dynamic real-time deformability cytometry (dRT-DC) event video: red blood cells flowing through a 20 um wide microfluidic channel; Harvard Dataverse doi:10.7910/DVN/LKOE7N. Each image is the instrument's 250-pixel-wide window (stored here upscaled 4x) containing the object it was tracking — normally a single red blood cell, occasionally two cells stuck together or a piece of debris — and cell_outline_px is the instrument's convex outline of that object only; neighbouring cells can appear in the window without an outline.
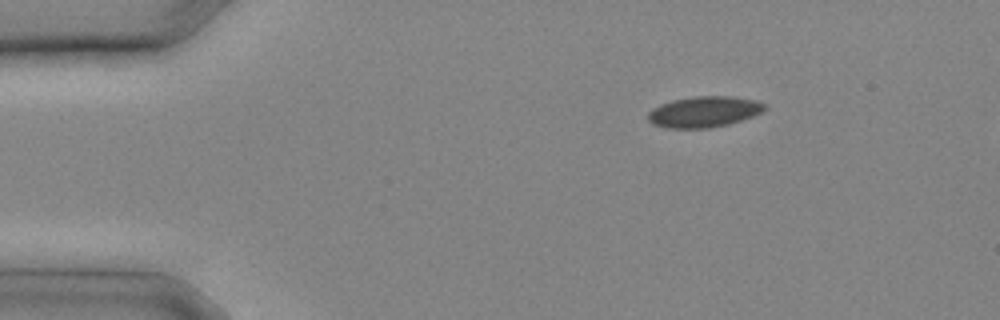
{"species": "common noctule bat (a hibernating species)", "species_latin": "Nyctalus noctula", "temperature_condition": "cold", "stored_images_in_passage": 8, "camera_frame_rate_fps": 3000, "um_per_image_px": 0.085, "animal": {"sex": "male", "body_mass_g": 20.4}, "frame": {"image": 1, "passage_image": 1, "time_ms": 0.0, "image_size_px": [1000, 320], "cell_outline_px": [[768, 108], [752, 116], [728, 124], [708, 128], [664, 128], [652, 124], [648, 120], [648, 112], [652, 108], [660, 104], [672, 100], [692, 96], [732, 96], [756, 100], [768, 104]], "centroid_in_image_um": [59.83, 9.49], "position_along_channel_um": 25.2, "area_um2": 21.21}}
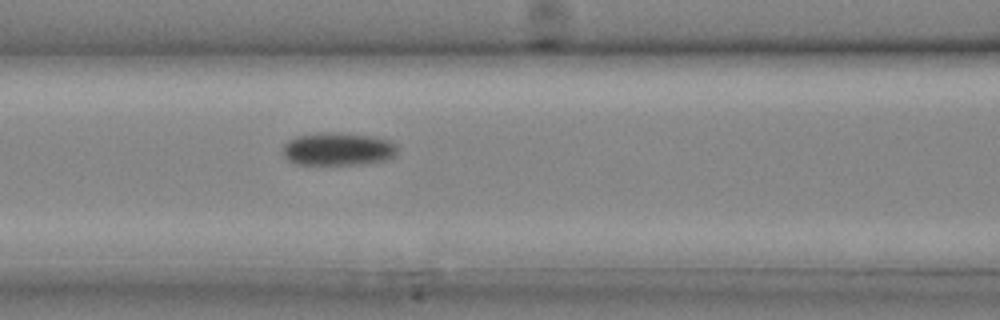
{"frame": {"image": 2, "passage_image": 8, "time_ms": 2.333, "image_size_px": [1000, 320], "cell_outline_px": [[396, 156], [388, 160], [368, 164], [296, 164], [288, 160], [284, 156], [284, 144], [288, 140], [296, 136], [368, 136], [392, 140], [396, 144]], "centroid_in_image_um": [28.8, 12.75], "position_along_channel_um": 137.8, "area_um2": 20.92}}